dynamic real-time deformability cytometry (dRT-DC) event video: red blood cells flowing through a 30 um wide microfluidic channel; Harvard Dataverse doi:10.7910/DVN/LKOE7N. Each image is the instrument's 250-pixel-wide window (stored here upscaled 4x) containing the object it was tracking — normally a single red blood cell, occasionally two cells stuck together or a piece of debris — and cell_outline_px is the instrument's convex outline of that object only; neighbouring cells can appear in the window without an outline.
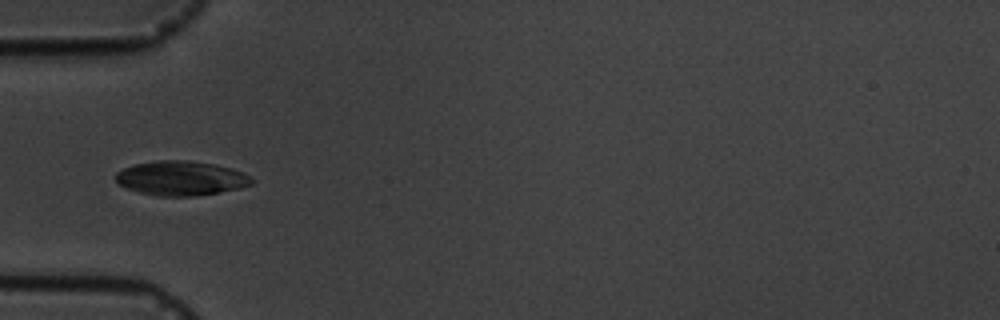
{"species": "common noctule bat (a hibernating species)", "species_latin": "Nyctalus noctula", "temperature_condition": "cold", "stored_images_in_passage": 8, "camera_frame_rate_fps": 3000, "um_per_image_px": 0.085, "animal": {"sex": "male", "body_mass_g": 19.5, "forearm_length_mm": 54.6}, "frame": {"image": 1, "passage_image": 6, "time_ms": 5.667, "image_size_px": [1000, 320], "cell_outline_px": [[256, 180], [252, 184], [240, 188], [220, 192], [196, 196], [156, 196], [136, 192], [120, 184], [116, 180], [116, 172], [124, 168], [136, 164], [160, 160], [188, 160], [216, 164], [232, 168], [244, 172]], "centroid_in_image_um": [15.44, 15.15], "position_along_channel_um": 69.6, "area_um2": 27.51}}
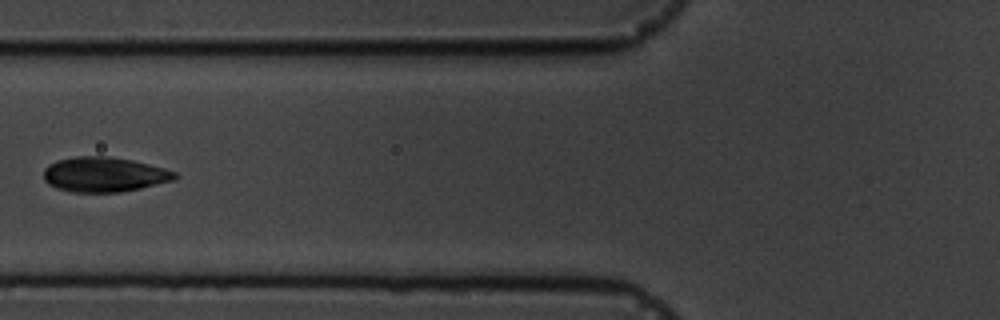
{"frame": {"image": 2, "passage_image": 7, "time_ms": 7.0, "image_size_px": [1000, 320], "cell_outline_px": [[180, 176], [176, 180], [140, 188], [120, 192], [72, 192], [56, 188], [48, 184], [44, 180], [44, 168], [48, 164], [56, 160], [76, 156], [108, 156], [132, 160], [164, 168], [176, 172]], "centroid_in_image_um": [8.86, 14.83], "position_along_channel_um": 116.9, "area_um2": 26.88}}
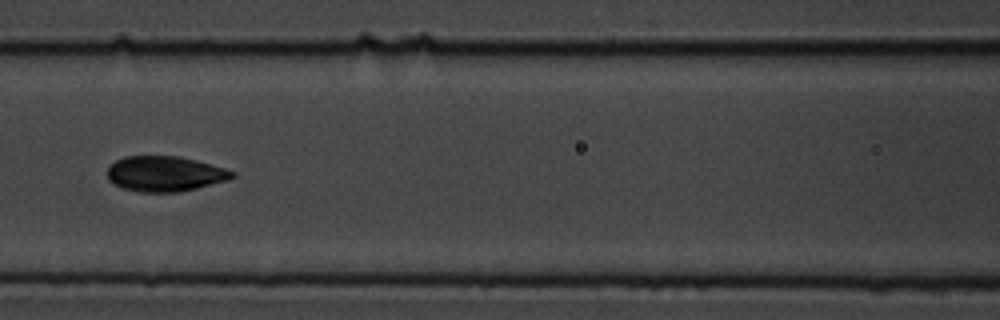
{"frame": {"image": 3, "passage_image": 8, "time_ms": 8.0, "image_size_px": [1000, 320], "cell_outline_px": [[236, 176], [228, 180], [180, 192], [140, 192], [124, 188], [108, 180], [108, 168], [116, 160], [124, 156], [180, 156], [196, 160], [224, 168], [236, 172]], "centroid_in_image_um": [14.04, 14.77], "position_along_channel_um": 152.6, "area_um2": 25.61}}